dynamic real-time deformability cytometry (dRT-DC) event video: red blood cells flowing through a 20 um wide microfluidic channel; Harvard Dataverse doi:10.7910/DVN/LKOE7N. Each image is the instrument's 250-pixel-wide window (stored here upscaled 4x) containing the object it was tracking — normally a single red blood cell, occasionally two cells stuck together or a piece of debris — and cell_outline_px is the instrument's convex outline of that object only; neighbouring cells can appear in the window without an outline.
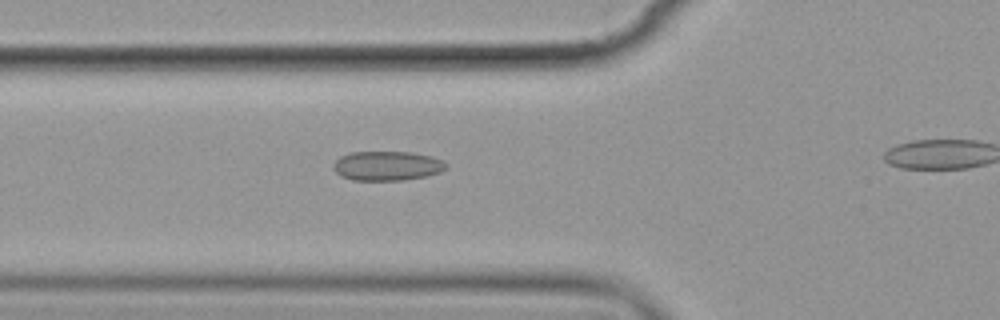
{"species": "common noctule bat (a hibernating species)", "species_latin": "Nyctalus noctula", "temperature_condition": "cold", "stored_images_in_passage": 5, "camera_frame_rate_fps": 3000, "um_per_image_px": 0.085, "animal": {"sex": "female", "body_mass_g": 19.9}, "frame": {"image": 1, "passage_image": 4, "time_ms": 4.333, "image_size_px": [1000, 320], "cell_outline_px": [[448, 168], [440, 172], [428, 176], [404, 180], [352, 180], [336, 172], [332, 164], [340, 156], [352, 152], [412, 152], [432, 156], [444, 160], [448, 164]], "centroid_in_image_um": [32.97, 14.09], "position_along_channel_um": 92.8, "area_um2": 19.48}}